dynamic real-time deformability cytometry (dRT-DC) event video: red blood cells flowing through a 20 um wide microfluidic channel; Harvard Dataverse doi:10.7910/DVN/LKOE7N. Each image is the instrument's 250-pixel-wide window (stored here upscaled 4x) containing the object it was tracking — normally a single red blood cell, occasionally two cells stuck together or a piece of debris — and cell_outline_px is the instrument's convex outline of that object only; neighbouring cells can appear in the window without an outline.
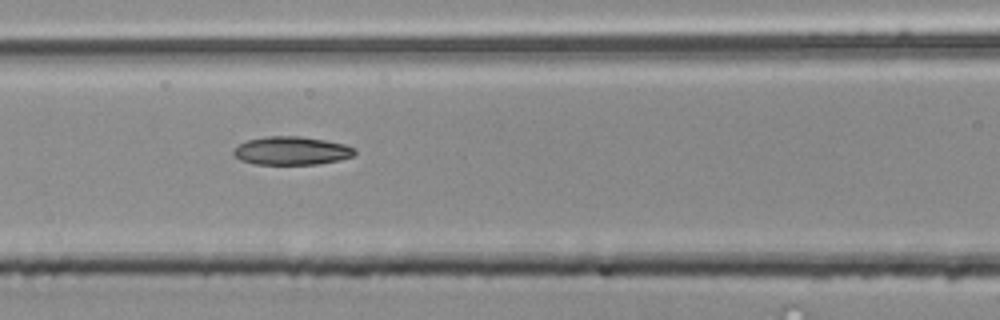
{"species": "common noctule bat (a hibernating species)", "species_latin": "Nyctalus noctula", "temperature_condition": "room temperature", "stored_images_in_passage": 21, "camera_frame_rate_fps": 3000, "um_per_image_px": 0.085, "animal": {"sex": "male", "body_mass_g": 20.4}, "frame": {"image": 1, "passage_image": 7, "time_ms": 2.0, "image_size_px": [1000, 320], "cell_outline_px": [[356, 152], [352, 156], [340, 160], [316, 164], [256, 164], [240, 160], [232, 152], [232, 148], [248, 140], [264, 136], [300, 136], [324, 140], [344, 144], [356, 148]], "centroid_in_image_um": [24.77, 12.81], "position_along_channel_um": 141.8, "area_um2": 20.0}}